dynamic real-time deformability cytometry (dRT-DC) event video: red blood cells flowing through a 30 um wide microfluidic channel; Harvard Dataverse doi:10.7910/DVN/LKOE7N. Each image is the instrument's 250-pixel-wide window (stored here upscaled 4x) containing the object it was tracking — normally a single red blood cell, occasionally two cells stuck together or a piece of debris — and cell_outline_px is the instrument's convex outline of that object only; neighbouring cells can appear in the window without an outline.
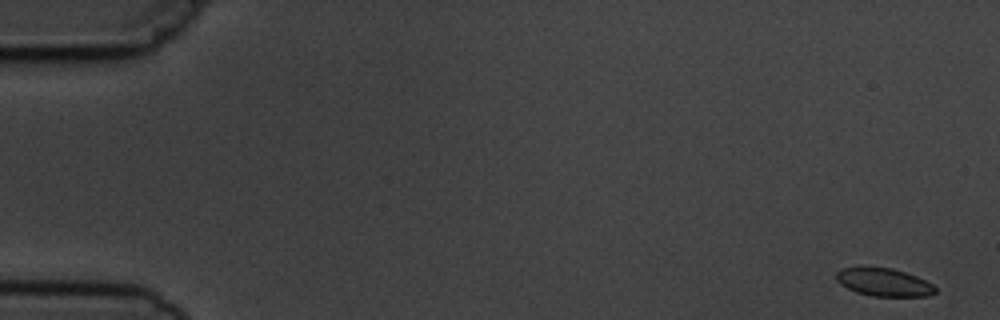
{"species": "common noctule bat (a hibernating species)", "species_latin": "Nyctalus noctula", "temperature_condition": "cold", "stored_images_in_passage": 3, "camera_frame_rate_fps": 3000, "um_per_image_px": 0.085, "animal": {"sex": "male", "body_mass_g": 19.5, "forearm_length_mm": 54.6}, "frame": {"image": 1, "passage_image": 1, "time_ms": 0.0, "image_size_px": [1000, 320], "cell_outline_px": [[936, 292], [928, 296], [872, 296], [856, 292], [840, 284], [836, 280], [836, 272], [840, 268], [892, 268], [916, 276], [932, 284], [936, 288]], "centroid_in_image_um": [75.12, 24.0], "position_along_channel_um": 9.9, "area_um2": 15.9}}